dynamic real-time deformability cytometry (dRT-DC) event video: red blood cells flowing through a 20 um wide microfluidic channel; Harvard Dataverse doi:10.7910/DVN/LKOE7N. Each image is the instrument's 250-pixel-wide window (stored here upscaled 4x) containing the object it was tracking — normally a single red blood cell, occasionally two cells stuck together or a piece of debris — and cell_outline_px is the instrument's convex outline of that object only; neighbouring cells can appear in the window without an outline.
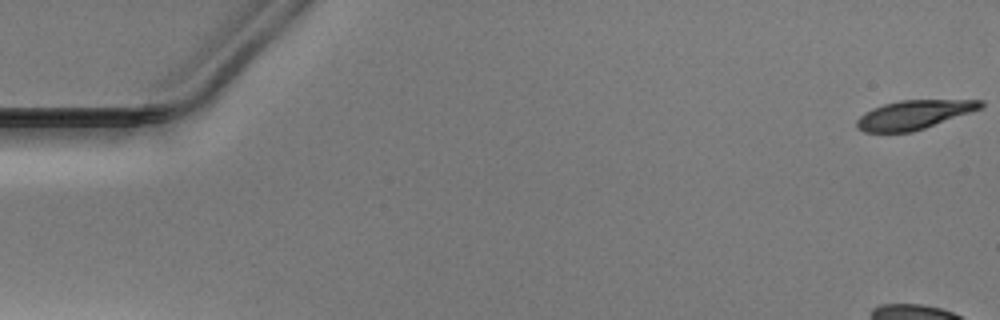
{"species": "Egyptian fruit bat (a non-hibernating species)", "species_latin": "Rousettus aegyptiacus", "temperature_condition": "warm", "stored_images_in_passage": 52, "camera_frame_rate_fps": 3000, "um_per_image_px": 0.085, "animal": {"sex": "male"}, "frame": {"image": 1, "passage_image": 1, "time_ms": 0.0, "image_size_px": [1000, 320], "cell_outline_px": [[984, 108], [912, 132], [864, 132], [856, 128], [856, 120], [864, 112], [872, 108], [884, 104], [900, 100], [984, 100]], "centroid_in_image_um": [77.68, 9.75], "position_along_channel_um": 7.3, "area_um2": 20.98}}
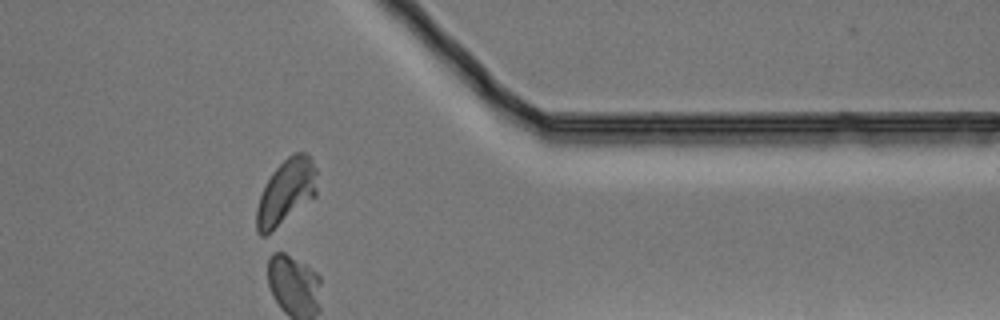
{"frame": {"image": 2, "passage_image": 43, "time_ms": 14.0, "image_size_px": [1000, 320], "cell_outline_px": [[316, 196], [264, 236], [260, 236], [256, 232], [256, 208], [260, 196], [272, 172], [292, 152], [304, 152], [312, 156], [316, 168]], "centroid_in_image_um": [24.33, 16.28], "position_along_channel_um": 387.1, "area_um2": 22.77}}